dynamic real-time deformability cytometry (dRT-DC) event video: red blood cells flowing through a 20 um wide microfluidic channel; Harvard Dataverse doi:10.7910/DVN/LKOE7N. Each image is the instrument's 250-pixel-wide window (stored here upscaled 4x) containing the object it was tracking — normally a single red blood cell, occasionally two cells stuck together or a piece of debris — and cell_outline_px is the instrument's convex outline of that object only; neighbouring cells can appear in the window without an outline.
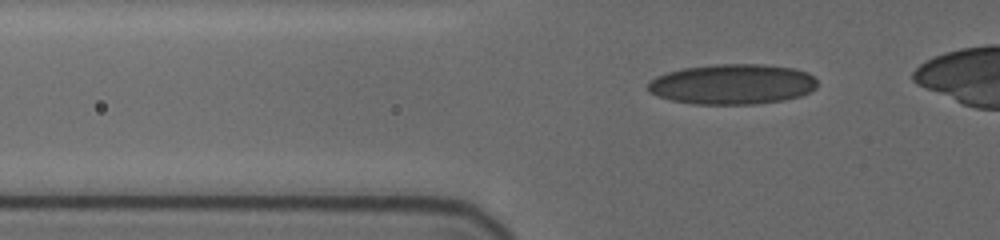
{"species": "human", "species_latin": "Homo sapiens", "temperature_condition": "cold", "stored_images_in_passage": 19, "camera_frame_rate_fps": 3000, "um_per_image_px": 0.085, "donor": {"sex": "female"}, "frame": {"image": 1, "passage_image": 13, "time_ms": 5.0, "image_size_px": [1000, 240], "cell_outline_px": [[816, 88], [800, 96], [780, 100], [756, 104], [696, 104], [672, 100], [656, 96], [648, 92], [648, 80], [656, 76], [668, 72], [684, 68], [716, 64], [764, 64], [792, 68], [808, 72], [816, 80]], "centroid_in_image_um": [62.22, 7.15], "position_along_channel_um": 63.6, "area_um2": 39.71}}
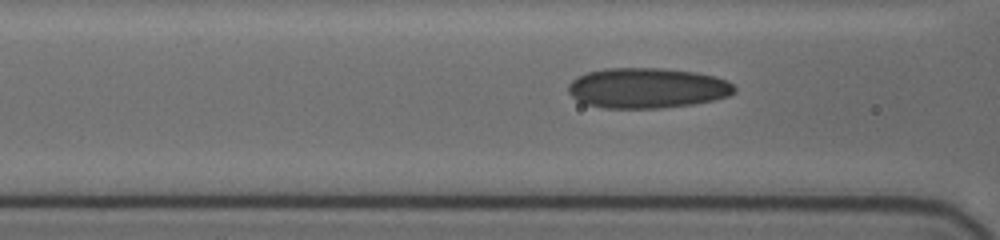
{"frame": {"image": 2, "passage_image": 17, "time_ms": 6.667, "image_size_px": [1000, 240], "cell_outline_px": [[736, 92], [728, 96], [712, 100], [692, 104], [660, 108], [604, 108], [588, 104], [576, 100], [568, 92], [568, 84], [576, 76], [588, 72], [604, 68], [660, 68], [696, 72], [716, 76], [732, 84], [736, 88]], "centroid_in_image_um": [54.99, 7.48], "position_along_channel_um": 111.6, "area_um2": 39.07}}